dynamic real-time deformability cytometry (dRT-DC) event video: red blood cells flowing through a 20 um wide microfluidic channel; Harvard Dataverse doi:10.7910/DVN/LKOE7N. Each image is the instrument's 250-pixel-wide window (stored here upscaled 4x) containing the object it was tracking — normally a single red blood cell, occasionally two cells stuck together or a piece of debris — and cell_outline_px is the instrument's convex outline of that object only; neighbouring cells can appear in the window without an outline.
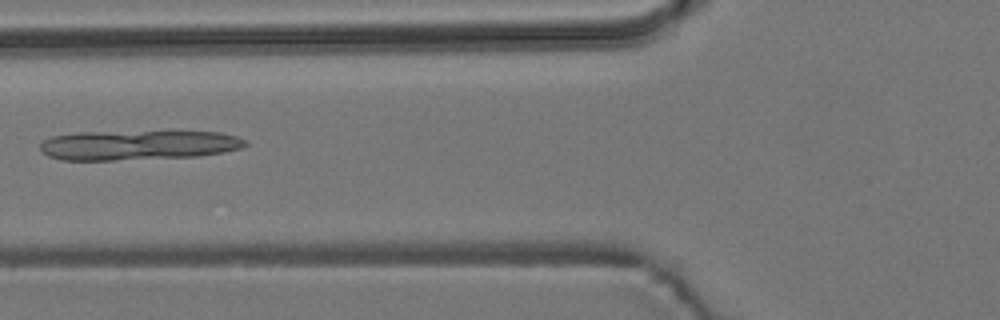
{"species": "common noctule bat (a hibernating species)", "species_latin": "Nyctalus noctula", "temperature_condition": "room temperature", "stored_images_in_passage": 3, "camera_frame_rate_fps": 3000, "um_per_image_px": 0.085, "animal": {"sex": "male", "body_mass_g": 19.2, "forearm_length_mm": 51.8}, "frame": {"image": 1, "passage_image": 3, "time_ms": 2.0, "image_size_px": [1000, 320], "cell_outline_px": [[248, 144], [240, 148], [220, 152], [196, 156], [112, 160], [60, 160], [48, 156], [40, 152], [40, 144], [44, 140], [52, 136], [76, 132], [220, 132], [236, 136], [244, 140]], "centroid_in_image_um": [11.65, 12.33], "position_along_channel_um": 114.1, "area_um2": 35.2}}